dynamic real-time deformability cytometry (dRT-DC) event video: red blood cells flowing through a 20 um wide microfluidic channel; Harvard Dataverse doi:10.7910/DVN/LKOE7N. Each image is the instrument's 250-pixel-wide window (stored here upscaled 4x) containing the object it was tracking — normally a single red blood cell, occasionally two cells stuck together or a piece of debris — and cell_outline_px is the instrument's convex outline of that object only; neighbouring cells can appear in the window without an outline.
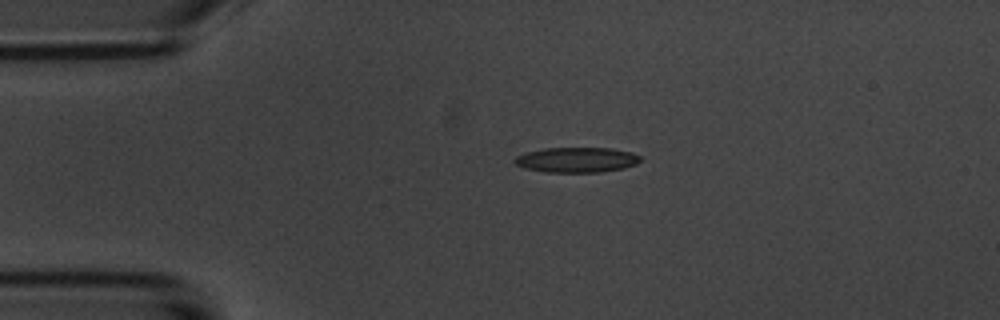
{"species": "common noctule bat (a hibernating species)", "species_latin": "Nyctalus noctula", "temperature_condition": "room temperature", "stored_images_in_passage": 2, "camera_frame_rate_fps": 3000, "um_per_image_px": 0.085, "animal": {"sex": "male", "body_mass_g": 20.1, "forearm_length_mm": 53.5}, "frame": {"image": 1, "passage_image": 1, "time_ms": 0.0, "image_size_px": [1000, 320], "cell_outline_px": [[640, 160], [636, 164], [624, 168], [600, 172], [544, 172], [524, 168], [516, 164], [512, 160], [516, 156], [528, 152], [544, 148], [612, 148], [632, 152], [640, 156]], "centroid_in_image_um": [49.01, 13.59], "position_along_channel_um": 36.0, "area_um2": 18.44}}